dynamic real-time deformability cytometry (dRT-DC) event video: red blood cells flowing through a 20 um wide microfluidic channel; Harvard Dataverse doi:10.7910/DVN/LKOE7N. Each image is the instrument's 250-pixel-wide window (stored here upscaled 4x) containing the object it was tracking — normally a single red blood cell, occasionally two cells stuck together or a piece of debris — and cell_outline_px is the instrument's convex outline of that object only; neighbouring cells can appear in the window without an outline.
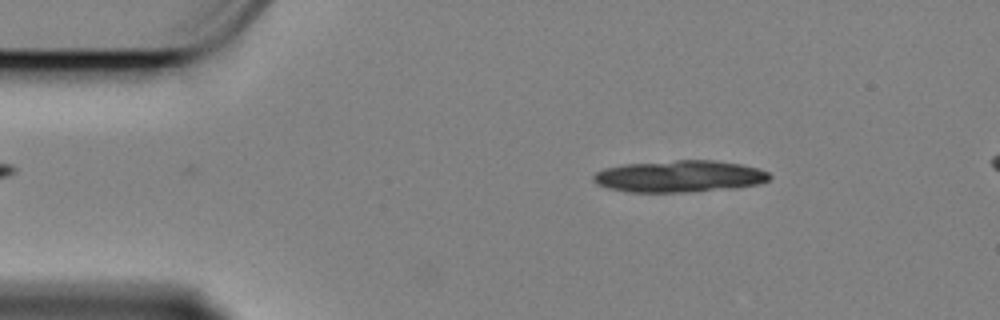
{"species": "Egyptian fruit bat (a non-hibernating species)", "species_latin": "Rousettus aegyptiacus", "temperature_condition": "cold", "stored_images_in_passage": 50, "segment_of_instrument_passage": [1, 2], "camera_frame_rate_fps": 3000, "um_per_image_px": 0.085, "animal": {"sex": "female"}, "frame": {"image": 1, "passage_image": 8, "time_ms": 2.333, "image_size_px": [1000, 320], "cell_outline_px": [[772, 176], [768, 180], [756, 184], [736, 188], [684, 192], [628, 192], [608, 188], [596, 184], [592, 180], [592, 176], [596, 172], [604, 168], [624, 164], [676, 160], [716, 160], [740, 164], [760, 168], [768, 172]], "centroid_in_image_um": [57.74, 14.98], "position_along_channel_um": 27.3, "area_um2": 32.83}}